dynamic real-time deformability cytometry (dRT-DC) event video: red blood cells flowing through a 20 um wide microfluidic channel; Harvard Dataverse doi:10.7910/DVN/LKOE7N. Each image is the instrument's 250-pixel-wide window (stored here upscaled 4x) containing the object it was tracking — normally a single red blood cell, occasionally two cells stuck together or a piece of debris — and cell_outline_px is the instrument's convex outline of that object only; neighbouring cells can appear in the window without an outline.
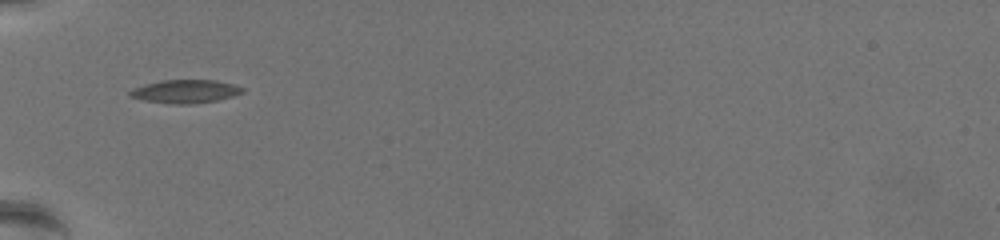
{"species": "common noctule bat (a hibernating species)", "species_latin": "Nyctalus noctula", "temperature_condition": "warm", "stored_images_in_passage": 20, "camera_frame_rate_fps": 3000, "um_per_image_px": 0.085, "animal": {"sex": "female", "body_mass_g": 19.5, "forearm_length_mm": 54.1}, "frame": {"image": 1, "passage_image": 1, "time_ms": 0.0, "image_size_px": [1000, 240], "cell_outline_px": [[244, 92], [232, 96], [216, 100], [188, 104], [176, 104], [144, 100], [128, 96], [128, 92], [132, 88], [144, 84], [160, 80], [216, 80], [232, 84], [244, 88]], "centroid_in_image_um": [15.71, 7.76], "position_along_channel_um": 69.3, "area_um2": 15.2}}
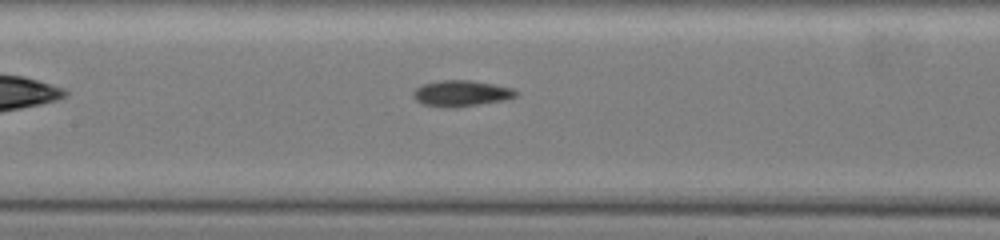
{"frame": {"image": 2, "passage_image": 10, "time_ms": 3.0, "image_size_px": [1000, 240], "cell_outline_px": [[520, 92], [516, 96], [504, 100], [456, 108], [444, 108], [424, 104], [416, 100], [412, 96], [412, 92], [416, 88], [424, 84], [436, 80], [468, 80], [492, 84], [512, 88]], "centroid_in_image_um": [39.18, 7.94], "position_along_channel_um": 168.2, "area_um2": 15.66}}
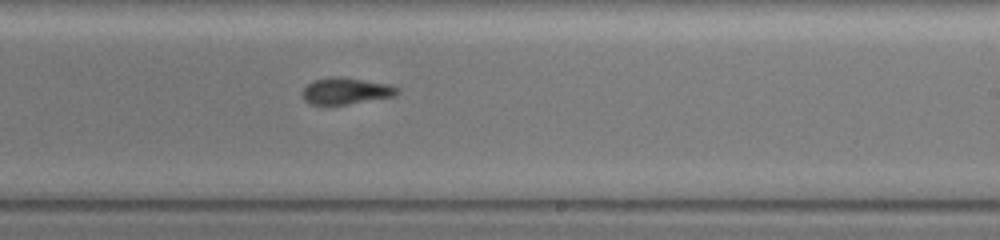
{"frame": {"image": 3, "passage_image": 18, "time_ms": 5.667, "image_size_px": [1000, 240], "cell_outline_px": [[400, 92], [392, 96], [344, 104], [312, 104], [304, 100], [304, 88], [312, 80], [328, 76], [340, 76], [388, 84], [400, 88]], "centroid_in_image_um": [29.39, 7.7], "position_along_channel_um": 259.6, "area_um2": 14.39}}